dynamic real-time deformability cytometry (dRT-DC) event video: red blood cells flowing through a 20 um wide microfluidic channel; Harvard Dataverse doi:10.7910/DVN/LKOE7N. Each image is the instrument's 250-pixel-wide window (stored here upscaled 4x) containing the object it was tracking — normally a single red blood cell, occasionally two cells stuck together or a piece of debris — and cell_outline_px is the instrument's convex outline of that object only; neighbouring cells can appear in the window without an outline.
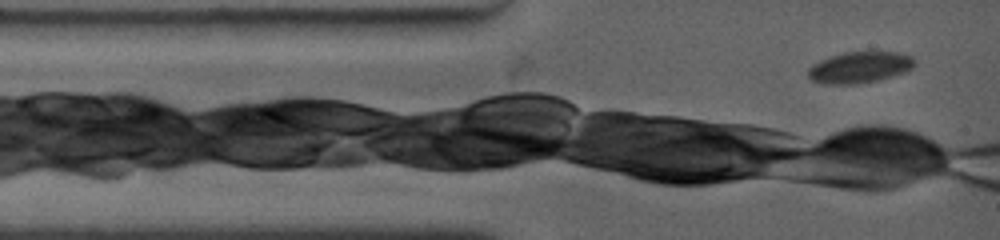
{"species": "common noctule bat (a hibernating species)", "species_latin": "Nyctalus noctula", "temperature_condition": "warm", "stored_images_in_passage": 1, "camera_frame_rate_fps": 4500, "um_per_image_px": 0.085, "animal": {"sex": "female", "body_mass_g": 19.0, "forearm_length_mm": 53.3}, "frame": {"image": 1, "passage_image": 1, "time_ms": 0.0, "image_size_px": [1000, 240], "cell_outline_px": [[916, 64], [912, 68], [904, 72], [892, 76], [876, 80], [852, 84], [828, 84], [812, 80], [808, 76], [808, 68], [812, 64], [820, 60], [844, 52], [896, 52], [912, 56], [916, 60]], "centroid_in_image_um": [73.08, 5.71], "position_along_channel_um": 11.9, "area_um2": 19.25}}